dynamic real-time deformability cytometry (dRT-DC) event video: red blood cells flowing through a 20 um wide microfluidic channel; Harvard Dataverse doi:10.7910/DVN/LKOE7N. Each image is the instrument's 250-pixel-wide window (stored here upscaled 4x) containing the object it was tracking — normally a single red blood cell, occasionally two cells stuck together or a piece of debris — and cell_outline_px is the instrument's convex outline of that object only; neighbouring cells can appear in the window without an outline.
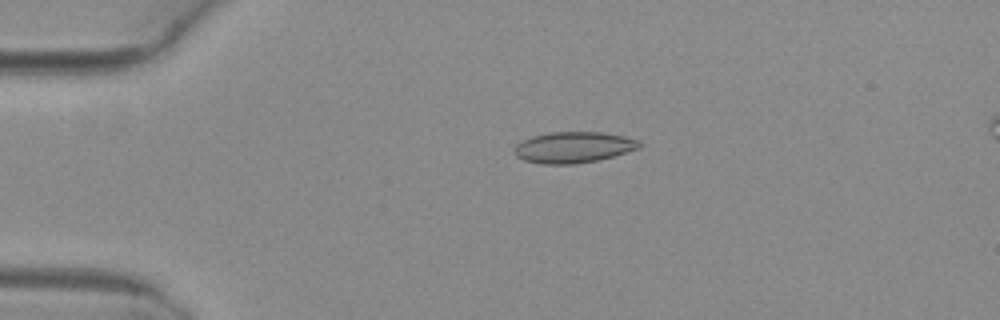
{"species": "common noctule bat (a hibernating species)", "species_latin": "Nyctalus noctula", "temperature_condition": "warm", "stored_images_in_passage": 17, "camera_frame_rate_fps": 3000, "um_per_image_px": 0.085, "animal": {"sex": "female", "body_mass_g": 29.2, "forearm_length_mm": 56.3}, "frame": {"image": 1, "passage_image": 12, "time_ms": 3.667, "image_size_px": [1000, 320], "cell_outline_px": [[644, 144], [640, 148], [612, 156], [596, 160], [572, 164], [540, 164], [524, 160], [516, 156], [516, 144], [532, 136], [552, 132], [604, 132], [624, 136], [640, 140]], "centroid_in_image_um": [48.79, 12.51], "position_along_channel_um": 36.2, "area_um2": 22.54}}